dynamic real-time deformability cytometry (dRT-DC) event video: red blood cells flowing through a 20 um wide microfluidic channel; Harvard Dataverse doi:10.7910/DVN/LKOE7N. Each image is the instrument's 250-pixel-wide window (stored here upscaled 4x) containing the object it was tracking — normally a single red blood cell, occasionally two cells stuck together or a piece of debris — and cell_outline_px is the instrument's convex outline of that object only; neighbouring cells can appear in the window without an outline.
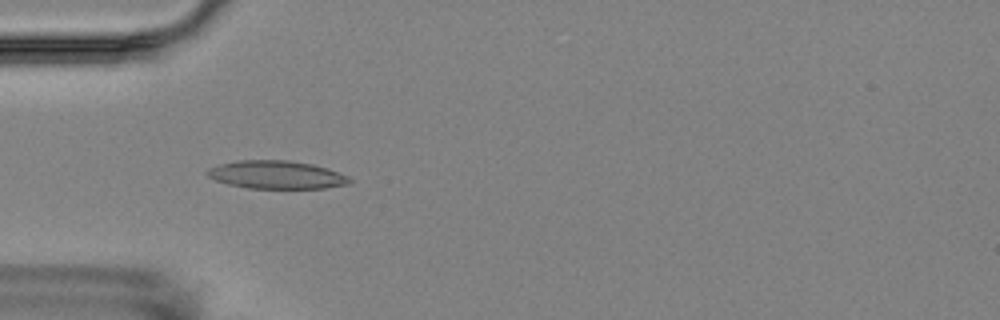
{"species": "Egyptian fruit bat (a non-hibernating species)", "species_latin": "Rousettus aegyptiacus", "temperature_condition": "room temperature", "stored_images_in_passage": 2, "camera_frame_rate_fps": 3000, "um_per_image_px": 0.085, "animal": {"sex": "female"}, "frame": {"image": 1, "passage_image": 1, "time_ms": 0.0, "image_size_px": [1000, 320], "cell_outline_px": [[352, 184], [324, 188], [248, 188], [228, 184], [216, 180], [208, 176], [204, 172], [208, 168], [220, 164], [240, 160], [288, 160], [312, 164], [328, 168], [348, 176], [352, 180]], "centroid_in_image_um": [23.52, 14.85], "position_along_channel_um": 61.5, "area_um2": 23.35}}